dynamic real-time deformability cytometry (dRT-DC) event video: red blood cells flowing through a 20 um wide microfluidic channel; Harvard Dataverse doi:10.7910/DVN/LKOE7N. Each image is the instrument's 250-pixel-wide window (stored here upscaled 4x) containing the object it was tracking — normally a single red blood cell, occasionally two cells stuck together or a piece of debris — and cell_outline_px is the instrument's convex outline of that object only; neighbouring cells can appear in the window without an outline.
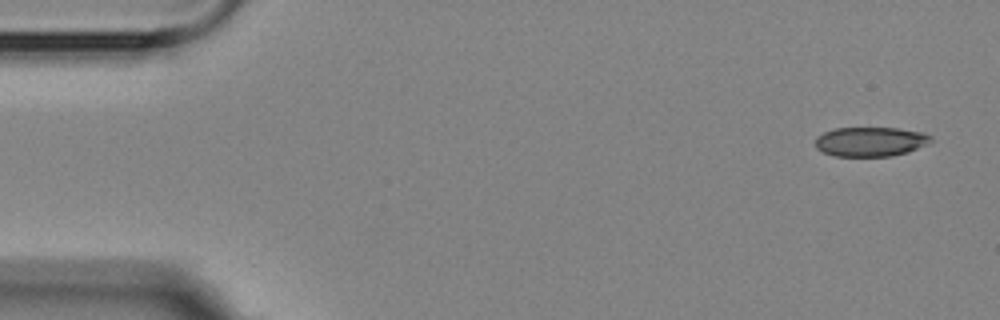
{"species": "Egyptian fruit bat (a non-hibernating species)", "species_latin": "Rousettus aegyptiacus", "temperature_condition": "room temperature", "stored_images_in_passage": 4, "camera_frame_rate_fps": 3000, "um_per_image_px": 0.085, "animal": {"sex": "female"}, "frame": {"image": 1, "passage_image": 1, "time_ms": 0.0, "image_size_px": [1000, 320], "cell_outline_px": [[932, 140], [928, 144], [908, 152], [892, 156], [836, 156], [824, 152], [816, 148], [816, 136], [824, 132], [836, 128], [900, 128], [924, 132], [932, 136]], "centroid_in_image_um": [74.03, 12.03], "position_along_channel_um": 11.0, "area_um2": 19.94}}